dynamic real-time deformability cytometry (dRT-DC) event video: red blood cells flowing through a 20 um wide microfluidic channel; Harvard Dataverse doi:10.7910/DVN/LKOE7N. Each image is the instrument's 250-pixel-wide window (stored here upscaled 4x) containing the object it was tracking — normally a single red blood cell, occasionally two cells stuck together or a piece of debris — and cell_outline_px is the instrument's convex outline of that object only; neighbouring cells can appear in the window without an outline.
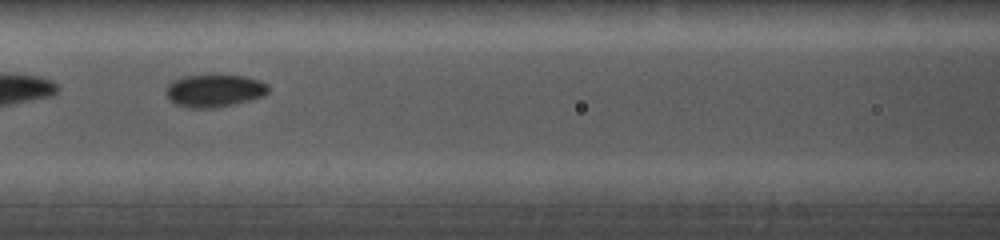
{"species": "common noctule bat (a hibernating species)", "species_latin": "Nyctalus noctula", "temperature_condition": "cold", "stored_images_in_passage": 24, "camera_frame_rate_fps": 5000, "um_per_image_px": 0.085, "animal": {"sex": "female", "body_mass_g": 19.0, "forearm_length_mm": 56.7}, "frame": {"image": 1, "passage_image": 8, "time_ms": 2.6, "image_size_px": [1000, 240], "cell_outline_px": [[268, 92], [264, 96], [252, 100], [236, 104], [216, 108], [188, 108], [176, 104], [168, 96], [164, 88], [172, 80], [180, 76], [212, 72], [216, 72], [244, 76], [260, 80], [268, 84]], "centroid_in_image_um": [18.23, 7.65], "position_along_channel_um": 148.4, "area_um2": 20.52}}
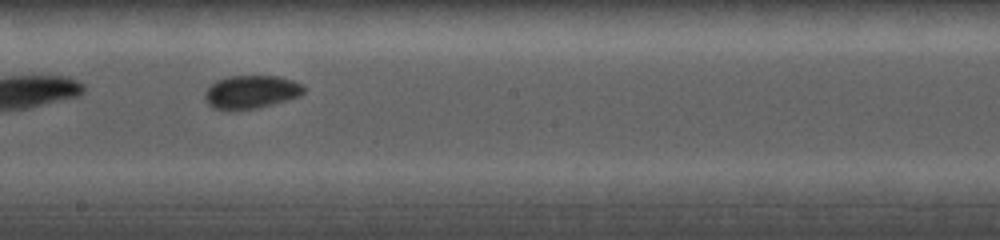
{"frame": {"image": 2, "passage_image": 14, "time_ms": 4.6, "image_size_px": [1000, 240], "cell_outline_px": [[304, 92], [300, 96], [288, 100], [260, 108], [232, 112], [212, 108], [204, 100], [204, 92], [216, 80], [228, 76], [280, 76], [292, 80], [300, 84], [304, 88]], "centroid_in_image_um": [21.3, 7.85], "position_along_channel_um": 226.9, "area_um2": 19.65}}
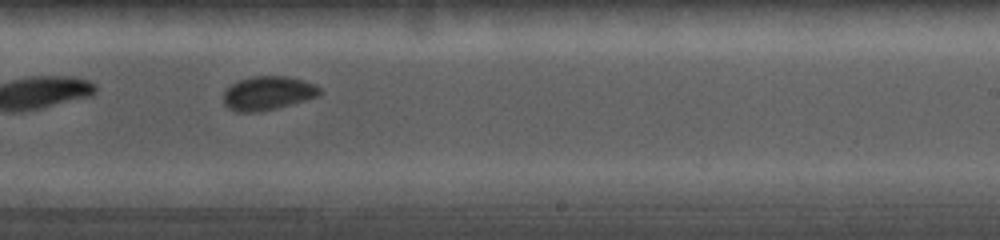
{"frame": {"image": 3, "passage_image": 17, "time_ms": 5.6, "image_size_px": [1000, 240], "cell_outline_px": [[320, 96], [276, 108], [260, 112], [236, 112], [228, 108], [224, 104], [224, 92], [232, 84], [240, 80], [252, 76], [284, 76], [304, 80], [316, 84], [320, 88]], "centroid_in_image_um": [22.78, 7.92], "position_along_channel_um": 266.2, "area_um2": 18.96}}